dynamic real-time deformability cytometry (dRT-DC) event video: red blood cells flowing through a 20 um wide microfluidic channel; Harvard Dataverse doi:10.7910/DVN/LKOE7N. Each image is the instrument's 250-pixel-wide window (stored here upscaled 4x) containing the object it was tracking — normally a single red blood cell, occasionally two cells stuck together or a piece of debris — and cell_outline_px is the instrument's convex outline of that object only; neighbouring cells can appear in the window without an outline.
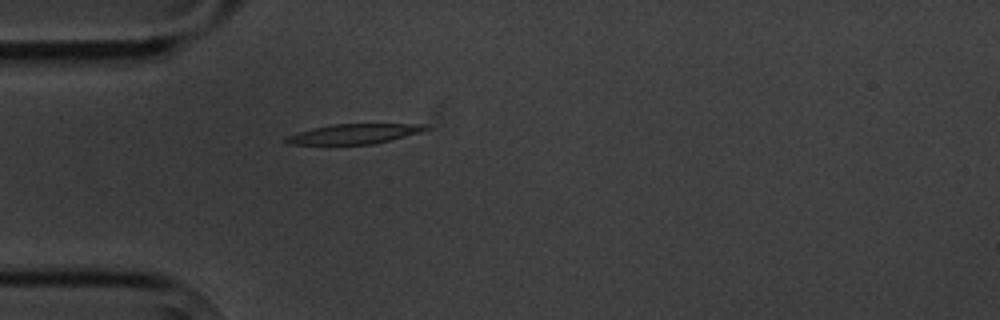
{"species": "common noctule bat (a hibernating species)", "species_latin": "Nyctalus noctula", "temperature_condition": "cold", "stored_images_in_passage": 3, "camera_frame_rate_fps": 3000, "um_per_image_px": 0.085, "animal": {"sex": "male", "body_mass_g": 20.1, "forearm_length_mm": 53.5}, "frame": {"image": 1, "passage_image": 3, "time_ms": 2.333, "image_size_px": [1000, 320], "cell_outline_px": [[428, 128], [420, 132], [376, 144], [288, 144], [284, 140], [284, 136], [312, 128], [332, 124], [428, 124]], "centroid_in_image_um": [30.07, 11.38], "position_along_channel_um": 54.9, "area_um2": 16.13}}